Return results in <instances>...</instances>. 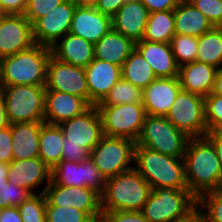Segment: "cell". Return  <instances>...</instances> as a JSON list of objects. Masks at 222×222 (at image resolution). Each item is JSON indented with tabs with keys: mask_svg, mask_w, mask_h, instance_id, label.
Returning a JSON list of instances; mask_svg holds the SVG:
<instances>
[{
	"mask_svg": "<svg viewBox=\"0 0 222 222\" xmlns=\"http://www.w3.org/2000/svg\"><path fill=\"white\" fill-rule=\"evenodd\" d=\"M9 124L44 122L46 86H2Z\"/></svg>",
	"mask_w": 222,
	"mask_h": 222,
	"instance_id": "obj_6",
	"label": "cell"
},
{
	"mask_svg": "<svg viewBox=\"0 0 222 222\" xmlns=\"http://www.w3.org/2000/svg\"><path fill=\"white\" fill-rule=\"evenodd\" d=\"M205 137L212 143L222 166V131H207Z\"/></svg>",
	"mask_w": 222,
	"mask_h": 222,
	"instance_id": "obj_48",
	"label": "cell"
},
{
	"mask_svg": "<svg viewBox=\"0 0 222 222\" xmlns=\"http://www.w3.org/2000/svg\"><path fill=\"white\" fill-rule=\"evenodd\" d=\"M8 179L11 184L36 194L34 189L44 181H47V184L51 182V168L39 157L12 160L9 163Z\"/></svg>",
	"mask_w": 222,
	"mask_h": 222,
	"instance_id": "obj_21",
	"label": "cell"
},
{
	"mask_svg": "<svg viewBox=\"0 0 222 222\" xmlns=\"http://www.w3.org/2000/svg\"><path fill=\"white\" fill-rule=\"evenodd\" d=\"M91 105L82 97L56 90H46L44 122L60 125L83 112Z\"/></svg>",
	"mask_w": 222,
	"mask_h": 222,
	"instance_id": "obj_19",
	"label": "cell"
},
{
	"mask_svg": "<svg viewBox=\"0 0 222 222\" xmlns=\"http://www.w3.org/2000/svg\"><path fill=\"white\" fill-rule=\"evenodd\" d=\"M0 222H22L17 207H9L2 209Z\"/></svg>",
	"mask_w": 222,
	"mask_h": 222,
	"instance_id": "obj_49",
	"label": "cell"
},
{
	"mask_svg": "<svg viewBox=\"0 0 222 222\" xmlns=\"http://www.w3.org/2000/svg\"><path fill=\"white\" fill-rule=\"evenodd\" d=\"M44 122L11 124L13 160L39 157V135Z\"/></svg>",
	"mask_w": 222,
	"mask_h": 222,
	"instance_id": "obj_26",
	"label": "cell"
},
{
	"mask_svg": "<svg viewBox=\"0 0 222 222\" xmlns=\"http://www.w3.org/2000/svg\"><path fill=\"white\" fill-rule=\"evenodd\" d=\"M64 134L59 125L44 122L39 135V158L53 168L62 160Z\"/></svg>",
	"mask_w": 222,
	"mask_h": 222,
	"instance_id": "obj_29",
	"label": "cell"
},
{
	"mask_svg": "<svg viewBox=\"0 0 222 222\" xmlns=\"http://www.w3.org/2000/svg\"><path fill=\"white\" fill-rule=\"evenodd\" d=\"M174 35V10L150 13L142 40L170 43Z\"/></svg>",
	"mask_w": 222,
	"mask_h": 222,
	"instance_id": "obj_31",
	"label": "cell"
},
{
	"mask_svg": "<svg viewBox=\"0 0 222 222\" xmlns=\"http://www.w3.org/2000/svg\"><path fill=\"white\" fill-rule=\"evenodd\" d=\"M175 34L200 37L214 26L189 0L180 1L174 9Z\"/></svg>",
	"mask_w": 222,
	"mask_h": 222,
	"instance_id": "obj_28",
	"label": "cell"
},
{
	"mask_svg": "<svg viewBox=\"0 0 222 222\" xmlns=\"http://www.w3.org/2000/svg\"><path fill=\"white\" fill-rule=\"evenodd\" d=\"M9 163L0 162V179H8Z\"/></svg>",
	"mask_w": 222,
	"mask_h": 222,
	"instance_id": "obj_53",
	"label": "cell"
},
{
	"mask_svg": "<svg viewBox=\"0 0 222 222\" xmlns=\"http://www.w3.org/2000/svg\"><path fill=\"white\" fill-rule=\"evenodd\" d=\"M190 137L165 116L146 115L135 145L147 147L175 158H183Z\"/></svg>",
	"mask_w": 222,
	"mask_h": 222,
	"instance_id": "obj_5",
	"label": "cell"
},
{
	"mask_svg": "<svg viewBox=\"0 0 222 222\" xmlns=\"http://www.w3.org/2000/svg\"><path fill=\"white\" fill-rule=\"evenodd\" d=\"M217 68L194 61L179 66L178 78L182 90L201 97L208 96L214 88Z\"/></svg>",
	"mask_w": 222,
	"mask_h": 222,
	"instance_id": "obj_24",
	"label": "cell"
},
{
	"mask_svg": "<svg viewBox=\"0 0 222 222\" xmlns=\"http://www.w3.org/2000/svg\"><path fill=\"white\" fill-rule=\"evenodd\" d=\"M47 222H92V218L85 212L74 207L46 206Z\"/></svg>",
	"mask_w": 222,
	"mask_h": 222,
	"instance_id": "obj_38",
	"label": "cell"
},
{
	"mask_svg": "<svg viewBox=\"0 0 222 222\" xmlns=\"http://www.w3.org/2000/svg\"><path fill=\"white\" fill-rule=\"evenodd\" d=\"M212 94L222 96V68L217 69Z\"/></svg>",
	"mask_w": 222,
	"mask_h": 222,
	"instance_id": "obj_52",
	"label": "cell"
},
{
	"mask_svg": "<svg viewBox=\"0 0 222 222\" xmlns=\"http://www.w3.org/2000/svg\"><path fill=\"white\" fill-rule=\"evenodd\" d=\"M189 192L201 195L222 190V166L212 143L205 137H190L183 156Z\"/></svg>",
	"mask_w": 222,
	"mask_h": 222,
	"instance_id": "obj_1",
	"label": "cell"
},
{
	"mask_svg": "<svg viewBox=\"0 0 222 222\" xmlns=\"http://www.w3.org/2000/svg\"><path fill=\"white\" fill-rule=\"evenodd\" d=\"M2 84H1V64H0V90H1Z\"/></svg>",
	"mask_w": 222,
	"mask_h": 222,
	"instance_id": "obj_56",
	"label": "cell"
},
{
	"mask_svg": "<svg viewBox=\"0 0 222 222\" xmlns=\"http://www.w3.org/2000/svg\"><path fill=\"white\" fill-rule=\"evenodd\" d=\"M80 3L92 4L95 0H78Z\"/></svg>",
	"mask_w": 222,
	"mask_h": 222,
	"instance_id": "obj_55",
	"label": "cell"
},
{
	"mask_svg": "<svg viewBox=\"0 0 222 222\" xmlns=\"http://www.w3.org/2000/svg\"><path fill=\"white\" fill-rule=\"evenodd\" d=\"M204 222H222V190L208 192L197 199Z\"/></svg>",
	"mask_w": 222,
	"mask_h": 222,
	"instance_id": "obj_36",
	"label": "cell"
},
{
	"mask_svg": "<svg viewBox=\"0 0 222 222\" xmlns=\"http://www.w3.org/2000/svg\"><path fill=\"white\" fill-rule=\"evenodd\" d=\"M150 12L140 1L125 2L112 17V29L132 39L141 41Z\"/></svg>",
	"mask_w": 222,
	"mask_h": 222,
	"instance_id": "obj_22",
	"label": "cell"
},
{
	"mask_svg": "<svg viewBox=\"0 0 222 222\" xmlns=\"http://www.w3.org/2000/svg\"><path fill=\"white\" fill-rule=\"evenodd\" d=\"M136 171L155 188L188 189L185 180L184 160L162 154L147 147L135 145Z\"/></svg>",
	"mask_w": 222,
	"mask_h": 222,
	"instance_id": "obj_3",
	"label": "cell"
},
{
	"mask_svg": "<svg viewBox=\"0 0 222 222\" xmlns=\"http://www.w3.org/2000/svg\"><path fill=\"white\" fill-rule=\"evenodd\" d=\"M135 48L149 63L157 78L178 76L179 66L176 64L170 43L141 40L135 42Z\"/></svg>",
	"mask_w": 222,
	"mask_h": 222,
	"instance_id": "obj_23",
	"label": "cell"
},
{
	"mask_svg": "<svg viewBox=\"0 0 222 222\" xmlns=\"http://www.w3.org/2000/svg\"><path fill=\"white\" fill-rule=\"evenodd\" d=\"M150 13L157 11L174 10L180 0H140Z\"/></svg>",
	"mask_w": 222,
	"mask_h": 222,
	"instance_id": "obj_47",
	"label": "cell"
},
{
	"mask_svg": "<svg viewBox=\"0 0 222 222\" xmlns=\"http://www.w3.org/2000/svg\"><path fill=\"white\" fill-rule=\"evenodd\" d=\"M135 144V141L127 138L104 135L91 150L90 158L104 178L108 179L134 168L131 165H134Z\"/></svg>",
	"mask_w": 222,
	"mask_h": 222,
	"instance_id": "obj_8",
	"label": "cell"
},
{
	"mask_svg": "<svg viewBox=\"0 0 222 222\" xmlns=\"http://www.w3.org/2000/svg\"><path fill=\"white\" fill-rule=\"evenodd\" d=\"M59 126L64 134L63 144H78L90 152L104 136L102 120L95 105Z\"/></svg>",
	"mask_w": 222,
	"mask_h": 222,
	"instance_id": "obj_14",
	"label": "cell"
},
{
	"mask_svg": "<svg viewBox=\"0 0 222 222\" xmlns=\"http://www.w3.org/2000/svg\"><path fill=\"white\" fill-rule=\"evenodd\" d=\"M204 218L201 210L196 206L190 213L181 219H177L173 222H203Z\"/></svg>",
	"mask_w": 222,
	"mask_h": 222,
	"instance_id": "obj_50",
	"label": "cell"
},
{
	"mask_svg": "<svg viewBox=\"0 0 222 222\" xmlns=\"http://www.w3.org/2000/svg\"><path fill=\"white\" fill-rule=\"evenodd\" d=\"M62 160L81 162L90 157V151L78 144H63Z\"/></svg>",
	"mask_w": 222,
	"mask_h": 222,
	"instance_id": "obj_44",
	"label": "cell"
},
{
	"mask_svg": "<svg viewBox=\"0 0 222 222\" xmlns=\"http://www.w3.org/2000/svg\"><path fill=\"white\" fill-rule=\"evenodd\" d=\"M108 222H149L142 211H113L102 212Z\"/></svg>",
	"mask_w": 222,
	"mask_h": 222,
	"instance_id": "obj_42",
	"label": "cell"
},
{
	"mask_svg": "<svg viewBox=\"0 0 222 222\" xmlns=\"http://www.w3.org/2000/svg\"><path fill=\"white\" fill-rule=\"evenodd\" d=\"M196 61L222 68V27L214 26L198 37Z\"/></svg>",
	"mask_w": 222,
	"mask_h": 222,
	"instance_id": "obj_32",
	"label": "cell"
},
{
	"mask_svg": "<svg viewBox=\"0 0 222 222\" xmlns=\"http://www.w3.org/2000/svg\"><path fill=\"white\" fill-rule=\"evenodd\" d=\"M51 181L62 186L87 187L100 196L106 184V178L90 157L81 162L61 160L51 169Z\"/></svg>",
	"mask_w": 222,
	"mask_h": 222,
	"instance_id": "obj_12",
	"label": "cell"
},
{
	"mask_svg": "<svg viewBox=\"0 0 222 222\" xmlns=\"http://www.w3.org/2000/svg\"><path fill=\"white\" fill-rule=\"evenodd\" d=\"M170 45L178 66L196 61L198 37L175 34Z\"/></svg>",
	"mask_w": 222,
	"mask_h": 222,
	"instance_id": "obj_34",
	"label": "cell"
},
{
	"mask_svg": "<svg viewBox=\"0 0 222 222\" xmlns=\"http://www.w3.org/2000/svg\"><path fill=\"white\" fill-rule=\"evenodd\" d=\"M165 117L189 137H203L208 131L204 97L182 89Z\"/></svg>",
	"mask_w": 222,
	"mask_h": 222,
	"instance_id": "obj_10",
	"label": "cell"
},
{
	"mask_svg": "<svg viewBox=\"0 0 222 222\" xmlns=\"http://www.w3.org/2000/svg\"><path fill=\"white\" fill-rule=\"evenodd\" d=\"M204 100L208 131H222V96L211 93Z\"/></svg>",
	"mask_w": 222,
	"mask_h": 222,
	"instance_id": "obj_39",
	"label": "cell"
},
{
	"mask_svg": "<svg viewBox=\"0 0 222 222\" xmlns=\"http://www.w3.org/2000/svg\"><path fill=\"white\" fill-rule=\"evenodd\" d=\"M27 0H0V14L24 15Z\"/></svg>",
	"mask_w": 222,
	"mask_h": 222,
	"instance_id": "obj_45",
	"label": "cell"
},
{
	"mask_svg": "<svg viewBox=\"0 0 222 222\" xmlns=\"http://www.w3.org/2000/svg\"><path fill=\"white\" fill-rule=\"evenodd\" d=\"M58 41L51 46V54L59 61L86 68L95 58L94 44L82 37L69 32Z\"/></svg>",
	"mask_w": 222,
	"mask_h": 222,
	"instance_id": "obj_25",
	"label": "cell"
},
{
	"mask_svg": "<svg viewBox=\"0 0 222 222\" xmlns=\"http://www.w3.org/2000/svg\"><path fill=\"white\" fill-rule=\"evenodd\" d=\"M92 222H108L103 216L92 219Z\"/></svg>",
	"mask_w": 222,
	"mask_h": 222,
	"instance_id": "obj_54",
	"label": "cell"
},
{
	"mask_svg": "<svg viewBox=\"0 0 222 222\" xmlns=\"http://www.w3.org/2000/svg\"><path fill=\"white\" fill-rule=\"evenodd\" d=\"M125 0H95L92 5L104 15L113 17Z\"/></svg>",
	"mask_w": 222,
	"mask_h": 222,
	"instance_id": "obj_46",
	"label": "cell"
},
{
	"mask_svg": "<svg viewBox=\"0 0 222 222\" xmlns=\"http://www.w3.org/2000/svg\"><path fill=\"white\" fill-rule=\"evenodd\" d=\"M213 26H222V0H189Z\"/></svg>",
	"mask_w": 222,
	"mask_h": 222,
	"instance_id": "obj_41",
	"label": "cell"
},
{
	"mask_svg": "<svg viewBox=\"0 0 222 222\" xmlns=\"http://www.w3.org/2000/svg\"><path fill=\"white\" fill-rule=\"evenodd\" d=\"M9 125L6 115V104L2 91L0 90V128H4Z\"/></svg>",
	"mask_w": 222,
	"mask_h": 222,
	"instance_id": "obj_51",
	"label": "cell"
},
{
	"mask_svg": "<svg viewBox=\"0 0 222 222\" xmlns=\"http://www.w3.org/2000/svg\"><path fill=\"white\" fill-rule=\"evenodd\" d=\"M89 104L97 105L108 95L111 88L122 78L121 67L94 58L85 68Z\"/></svg>",
	"mask_w": 222,
	"mask_h": 222,
	"instance_id": "obj_18",
	"label": "cell"
},
{
	"mask_svg": "<svg viewBox=\"0 0 222 222\" xmlns=\"http://www.w3.org/2000/svg\"><path fill=\"white\" fill-rule=\"evenodd\" d=\"M111 29V17L99 12L92 4L79 3L69 32L95 44Z\"/></svg>",
	"mask_w": 222,
	"mask_h": 222,
	"instance_id": "obj_17",
	"label": "cell"
},
{
	"mask_svg": "<svg viewBox=\"0 0 222 222\" xmlns=\"http://www.w3.org/2000/svg\"><path fill=\"white\" fill-rule=\"evenodd\" d=\"M131 1H137V0H125V2H131Z\"/></svg>",
	"mask_w": 222,
	"mask_h": 222,
	"instance_id": "obj_57",
	"label": "cell"
},
{
	"mask_svg": "<svg viewBox=\"0 0 222 222\" xmlns=\"http://www.w3.org/2000/svg\"><path fill=\"white\" fill-rule=\"evenodd\" d=\"M96 107L102 120L104 135L123 137L136 142L147 115L142 103Z\"/></svg>",
	"mask_w": 222,
	"mask_h": 222,
	"instance_id": "obj_9",
	"label": "cell"
},
{
	"mask_svg": "<svg viewBox=\"0 0 222 222\" xmlns=\"http://www.w3.org/2000/svg\"><path fill=\"white\" fill-rule=\"evenodd\" d=\"M51 48L35 43L28 49L0 59L2 86H46Z\"/></svg>",
	"mask_w": 222,
	"mask_h": 222,
	"instance_id": "obj_2",
	"label": "cell"
},
{
	"mask_svg": "<svg viewBox=\"0 0 222 222\" xmlns=\"http://www.w3.org/2000/svg\"><path fill=\"white\" fill-rule=\"evenodd\" d=\"M32 195L24 188L17 187L9 179H0V208L19 207Z\"/></svg>",
	"mask_w": 222,
	"mask_h": 222,
	"instance_id": "obj_37",
	"label": "cell"
},
{
	"mask_svg": "<svg viewBox=\"0 0 222 222\" xmlns=\"http://www.w3.org/2000/svg\"><path fill=\"white\" fill-rule=\"evenodd\" d=\"M65 0H27L24 16L33 25Z\"/></svg>",
	"mask_w": 222,
	"mask_h": 222,
	"instance_id": "obj_40",
	"label": "cell"
},
{
	"mask_svg": "<svg viewBox=\"0 0 222 222\" xmlns=\"http://www.w3.org/2000/svg\"><path fill=\"white\" fill-rule=\"evenodd\" d=\"M152 191L135 168L106 179L101 211H142Z\"/></svg>",
	"mask_w": 222,
	"mask_h": 222,
	"instance_id": "obj_4",
	"label": "cell"
},
{
	"mask_svg": "<svg viewBox=\"0 0 222 222\" xmlns=\"http://www.w3.org/2000/svg\"><path fill=\"white\" fill-rule=\"evenodd\" d=\"M78 0H65L33 25L35 43L51 48L70 31Z\"/></svg>",
	"mask_w": 222,
	"mask_h": 222,
	"instance_id": "obj_13",
	"label": "cell"
},
{
	"mask_svg": "<svg viewBox=\"0 0 222 222\" xmlns=\"http://www.w3.org/2000/svg\"><path fill=\"white\" fill-rule=\"evenodd\" d=\"M135 49V42L123 34L111 29L94 44L96 59L122 66Z\"/></svg>",
	"mask_w": 222,
	"mask_h": 222,
	"instance_id": "obj_27",
	"label": "cell"
},
{
	"mask_svg": "<svg viewBox=\"0 0 222 222\" xmlns=\"http://www.w3.org/2000/svg\"><path fill=\"white\" fill-rule=\"evenodd\" d=\"M122 78L141 89L146 88L157 77L151 66L135 48L121 66Z\"/></svg>",
	"mask_w": 222,
	"mask_h": 222,
	"instance_id": "obj_30",
	"label": "cell"
},
{
	"mask_svg": "<svg viewBox=\"0 0 222 222\" xmlns=\"http://www.w3.org/2000/svg\"><path fill=\"white\" fill-rule=\"evenodd\" d=\"M143 102V89L121 78L111 88L105 99L97 105H123Z\"/></svg>",
	"mask_w": 222,
	"mask_h": 222,
	"instance_id": "obj_33",
	"label": "cell"
},
{
	"mask_svg": "<svg viewBox=\"0 0 222 222\" xmlns=\"http://www.w3.org/2000/svg\"><path fill=\"white\" fill-rule=\"evenodd\" d=\"M17 209L22 222H47L46 198L44 193L37 192V194H32Z\"/></svg>",
	"mask_w": 222,
	"mask_h": 222,
	"instance_id": "obj_35",
	"label": "cell"
},
{
	"mask_svg": "<svg viewBox=\"0 0 222 222\" xmlns=\"http://www.w3.org/2000/svg\"><path fill=\"white\" fill-rule=\"evenodd\" d=\"M46 90L76 95L89 103L85 68L64 63L52 55L47 65Z\"/></svg>",
	"mask_w": 222,
	"mask_h": 222,
	"instance_id": "obj_15",
	"label": "cell"
},
{
	"mask_svg": "<svg viewBox=\"0 0 222 222\" xmlns=\"http://www.w3.org/2000/svg\"><path fill=\"white\" fill-rule=\"evenodd\" d=\"M196 206L197 199L188 189L155 188L142 213L149 222H173L185 217Z\"/></svg>",
	"mask_w": 222,
	"mask_h": 222,
	"instance_id": "obj_7",
	"label": "cell"
},
{
	"mask_svg": "<svg viewBox=\"0 0 222 222\" xmlns=\"http://www.w3.org/2000/svg\"><path fill=\"white\" fill-rule=\"evenodd\" d=\"M40 193L45 195L46 206L74 207L92 219L102 216L101 196L90 188L62 186L51 181Z\"/></svg>",
	"mask_w": 222,
	"mask_h": 222,
	"instance_id": "obj_11",
	"label": "cell"
},
{
	"mask_svg": "<svg viewBox=\"0 0 222 222\" xmlns=\"http://www.w3.org/2000/svg\"><path fill=\"white\" fill-rule=\"evenodd\" d=\"M178 76L156 78L143 89V106L147 115L166 116L181 90Z\"/></svg>",
	"mask_w": 222,
	"mask_h": 222,
	"instance_id": "obj_20",
	"label": "cell"
},
{
	"mask_svg": "<svg viewBox=\"0 0 222 222\" xmlns=\"http://www.w3.org/2000/svg\"><path fill=\"white\" fill-rule=\"evenodd\" d=\"M12 144L11 124H9L0 128V162L10 163L13 160Z\"/></svg>",
	"mask_w": 222,
	"mask_h": 222,
	"instance_id": "obj_43",
	"label": "cell"
},
{
	"mask_svg": "<svg viewBox=\"0 0 222 222\" xmlns=\"http://www.w3.org/2000/svg\"><path fill=\"white\" fill-rule=\"evenodd\" d=\"M34 44L32 24L24 15H0V59Z\"/></svg>",
	"mask_w": 222,
	"mask_h": 222,
	"instance_id": "obj_16",
	"label": "cell"
}]
</instances>
